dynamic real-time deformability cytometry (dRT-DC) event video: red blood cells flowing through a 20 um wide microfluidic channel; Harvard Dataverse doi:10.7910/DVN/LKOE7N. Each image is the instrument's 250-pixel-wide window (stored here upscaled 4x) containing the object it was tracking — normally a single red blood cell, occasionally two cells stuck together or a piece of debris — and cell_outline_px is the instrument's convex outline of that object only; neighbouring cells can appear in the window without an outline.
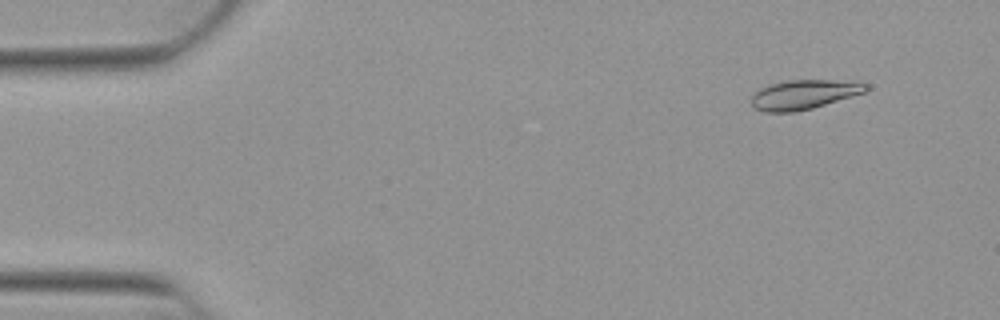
{"species": "Egyptian fruit bat (a non-hibernating species)", "species_latin": "Rousettus aegyptiacus", "temperature_condition": "warm", "stored_images_in_passage": 52, "camera_frame_rate_fps": 3000, "um_per_image_px": 0.085, "animal": {"sex": "female"}, "frame": {"image": 1, "passage_image": 5, "time_ms": 1.333, "image_size_px": [1000, 320], "cell_outline_px": [[868, 88], [864, 92], [852, 96], [812, 108], [796, 112], [764, 112], [756, 108], [752, 104], [752, 96], [756, 88], [768, 84], [784, 80], [832, 80], [868, 84]], "centroid_in_image_um": [68.24, 8.03], "position_along_channel_um": 16.8, "area_um2": 19.59}}
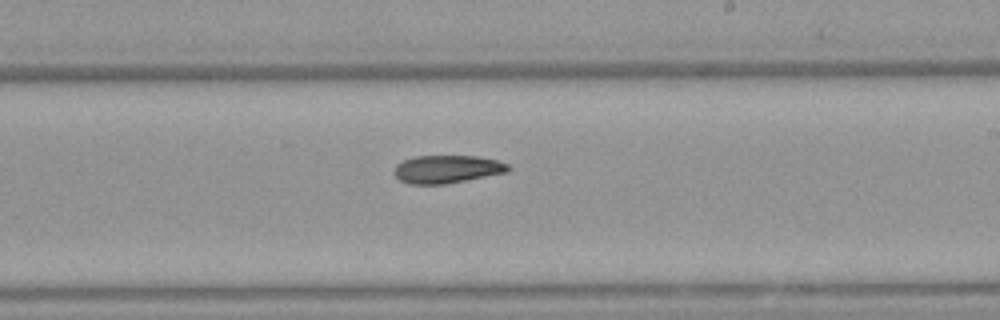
{"frame": {"image": 2, "passage_image": 31, "time_ms": 10.0, "image_size_px": [1000, 320], "cell_outline_px": [[512, 168], [508, 172], [444, 184], [408, 184], [400, 180], [396, 176], [396, 164], [404, 160], [416, 156], [476, 156], [496, 160], [508, 164]], "centroid_in_image_um": [38.02, 14.38], "position_along_channel_um": 251.0, "area_um2": 18.38}}
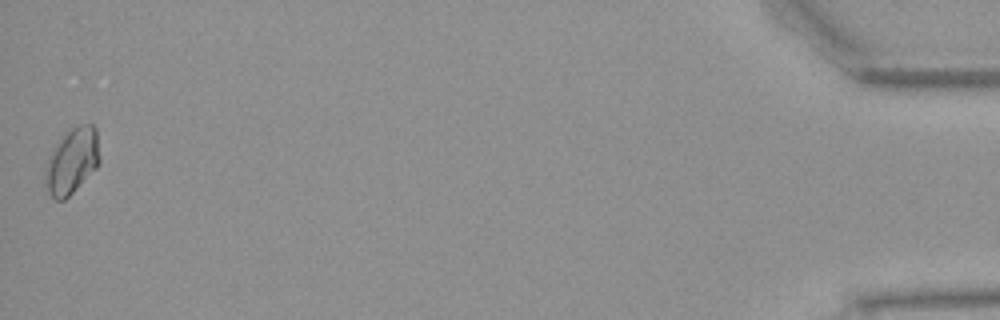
{"frame": {"image": 3, "passage_image": 52, "time_ms": 17.0, "image_size_px": [1000, 320], "cell_outline_px": [[100, 164], [64, 200], [56, 200], [48, 192], [44, 184], [44, 168], [48, 156], [52, 148], [64, 132], [68, 128], [80, 124], [92, 124], [96, 128], [100, 156]], "centroid_in_image_um": [6.09, 13.64], "position_along_channel_um": 429.1, "area_um2": 21.27}}